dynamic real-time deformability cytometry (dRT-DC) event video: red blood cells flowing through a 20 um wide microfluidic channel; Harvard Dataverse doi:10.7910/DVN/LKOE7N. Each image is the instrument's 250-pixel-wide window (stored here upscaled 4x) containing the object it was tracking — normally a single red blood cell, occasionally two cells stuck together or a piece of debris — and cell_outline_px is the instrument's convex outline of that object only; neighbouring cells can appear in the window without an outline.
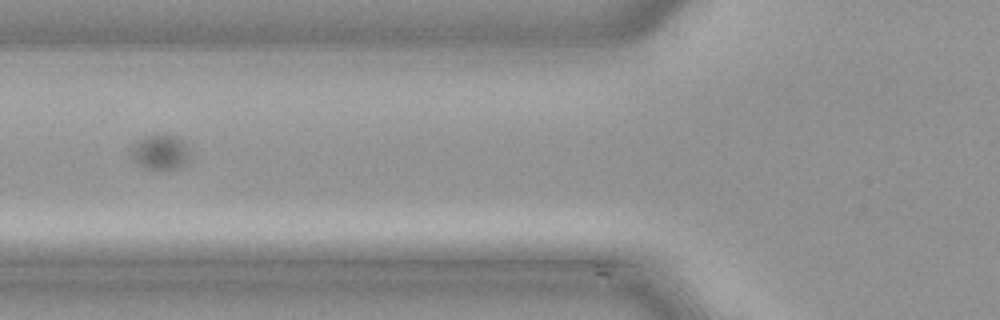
{"species": "common noctule bat (a hibernating species)", "species_latin": "Nyctalus noctula", "temperature_condition": "cold", "stored_images_in_passage": 29, "camera_frame_rate_fps": 3000, "um_per_image_px": 0.085, "animal": {"sex": "male", "body_mass_g": 21.5, "forearm_length_mm": 52.0}, "frame": {"image": 1, "passage_image": 6, "time_ms": 1.667, "image_size_px": [1000, 320], "cell_outline_px": [[188, 156], [184, 164], [176, 168], [148, 168], [140, 164], [132, 156], [132, 148], [144, 136], [164, 132], [176, 136], [184, 140], [188, 144]], "centroid_in_image_um": [13.68, 12.85], "position_along_channel_um": 112.1, "area_um2": 11.68}}
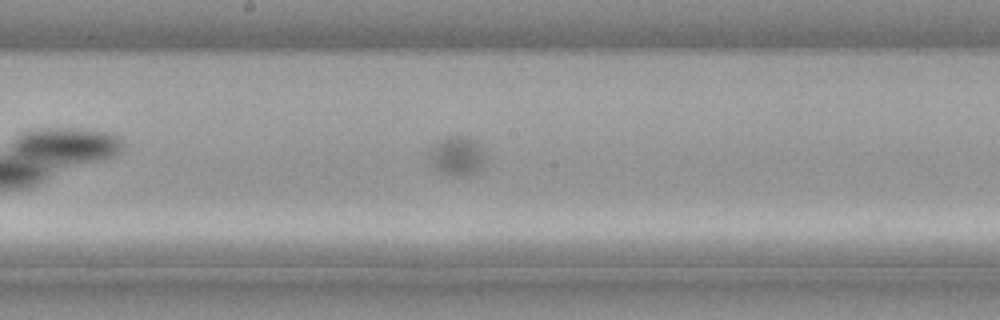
{"frame": {"image": 2, "passage_image": 13, "time_ms": 4.0, "image_size_px": [1000, 320], "cell_outline_px": [[484, 164], [472, 172], [464, 176], [456, 176], [440, 172], [432, 164], [432, 148], [444, 140], [452, 136], [464, 136], [472, 140], [476, 144], [480, 152]], "centroid_in_image_um": [38.83, 13.29], "position_along_channel_um": 209.4, "area_um2": 11.44}}
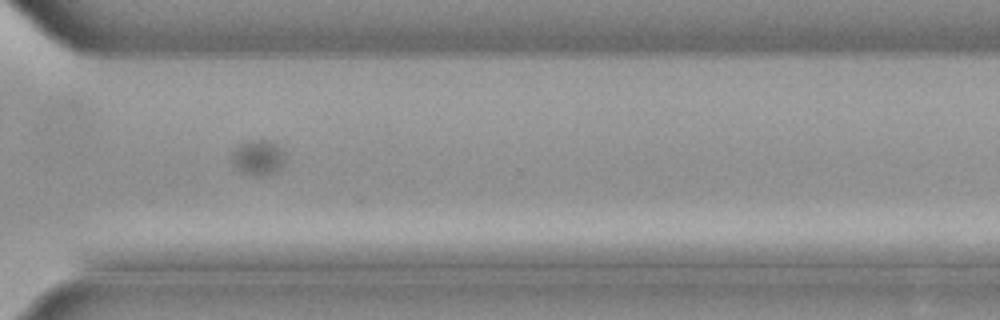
{"frame": {"image": 3, "passage_image": 23, "time_ms": 7.333, "image_size_px": [1000, 320], "cell_outline_px": [[284, 164], [280, 168], [264, 176], [256, 176], [244, 172], [236, 168], [232, 160], [232, 156], [236, 148], [244, 140], [272, 140], [284, 152]], "centroid_in_image_um": [21.96, 13.37], "position_along_channel_um": 348.6, "area_um2": 10.81}}